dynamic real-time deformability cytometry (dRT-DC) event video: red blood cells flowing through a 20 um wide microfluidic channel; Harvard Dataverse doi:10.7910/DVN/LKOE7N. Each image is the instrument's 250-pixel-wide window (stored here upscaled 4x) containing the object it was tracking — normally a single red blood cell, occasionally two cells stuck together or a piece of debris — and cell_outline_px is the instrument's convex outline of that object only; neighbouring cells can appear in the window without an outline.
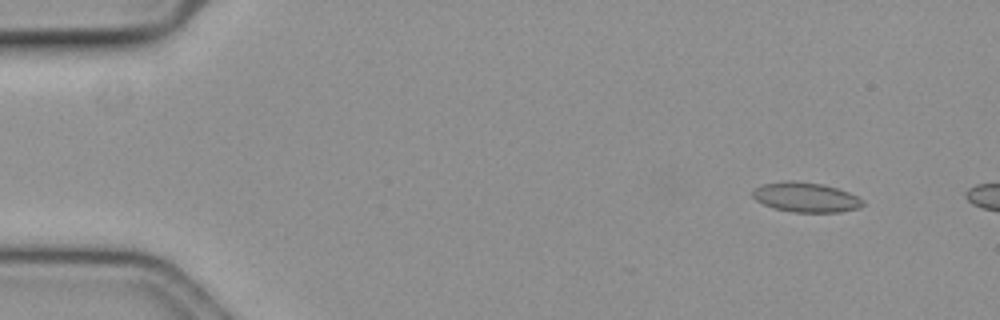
{"species": "common noctule bat (a hibernating species)", "species_latin": "Nyctalus noctula", "temperature_condition": "cold", "stored_images_in_passage": 10, "camera_frame_rate_fps": 3000, "um_per_image_px": 0.085, "animal": {"sex": "female", "body_mass_g": 19.3, "forearm_length_mm": 54.1}, "frame": {"image": 1, "passage_image": 5, "time_ms": 1.333, "image_size_px": [1000, 320], "cell_outline_px": [[864, 204], [860, 208], [840, 212], [792, 212], [772, 208], [756, 200], [752, 196], [752, 192], [756, 188], [764, 184], [788, 180], [820, 184], [836, 188], [848, 192], [864, 200]], "centroid_in_image_um": [68.5, 16.78], "position_along_channel_um": 16.5, "area_um2": 18.96}}